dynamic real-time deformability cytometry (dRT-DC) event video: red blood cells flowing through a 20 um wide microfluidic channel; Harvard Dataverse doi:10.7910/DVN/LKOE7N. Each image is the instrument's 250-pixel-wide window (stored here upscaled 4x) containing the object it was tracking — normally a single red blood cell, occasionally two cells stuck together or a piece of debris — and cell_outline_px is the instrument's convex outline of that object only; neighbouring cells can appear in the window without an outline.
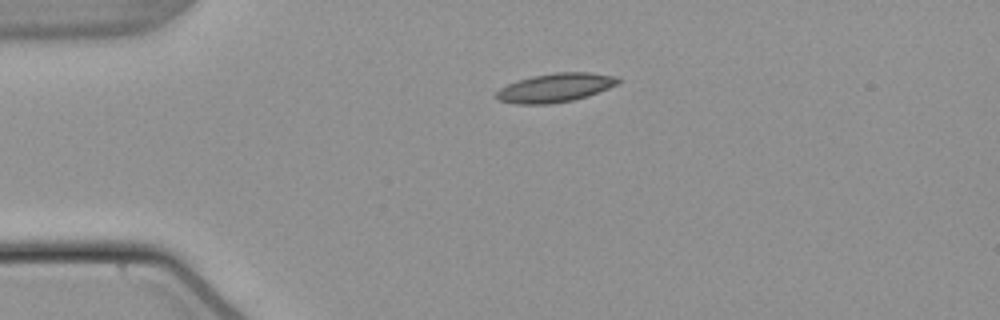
{"species": "common noctule bat (a hibernating species)", "species_latin": "Nyctalus noctula", "temperature_condition": "warm", "stored_images_in_passage": 43, "camera_frame_rate_fps": 3000, "um_per_image_px": 0.085, "animal": {"sex": "male", "body_mass_g": 21.5, "forearm_length_mm": 52.0}, "frame": {"image": 1, "passage_image": 1, "time_ms": 0.0, "image_size_px": [1000, 320], "cell_outline_px": [[620, 80], [616, 84], [608, 88], [588, 96], [572, 100], [548, 104], [516, 104], [500, 100], [496, 96], [496, 92], [500, 88], [516, 80], [532, 76], [556, 72], [592, 72], [616, 76]], "centroid_in_image_um": [47.19, 7.44], "position_along_channel_um": 37.8, "area_um2": 20.35}}
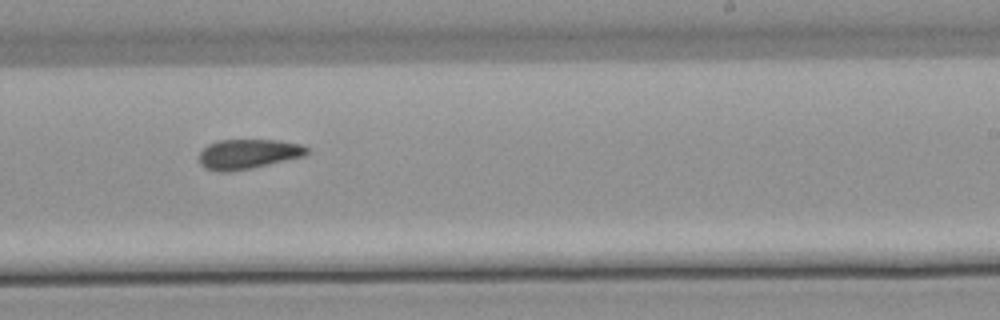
{"frame": {"image": 2, "passage_image": 22, "time_ms": 7.0, "image_size_px": [1000, 320], "cell_outline_px": [[308, 152], [304, 156], [252, 168], [228, 172], [220, 172], [204, 168], [200, 164], [200, 152], [208, 144], [216, 140], [280, 140], [300, 144], [308, 148]], "centroid_in_image_um": [21.07, 13.09], "position_along_channel_um": 267.9, "area_um2": 18.73}}
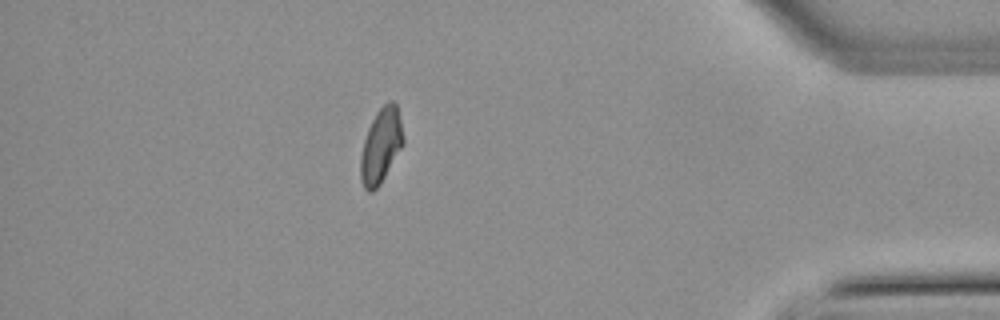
{"frame": {"image": 3, "passage_image": 36, "time_ms": 11.667, "image_size_px": [1000, 320], "cell_outline_px": [[404, 144], [380, 184], [372, 192], [368, 192], [364, 188], [360, 180], [360, 156], [364, 140], [368, 128], [376, 112], [388, 100], [392, 100], [396, 104], [400, 120], [404, 140]], "centroid_in_image_um": [32.37, 12.4], "position_along_channel_um": 402.8, "area_um2": 18.55}, "authors_computed_cell_mechanics": {"area_um2": 18.9006, "velocity_mm_per_s": 3.7992, "shape_relaxation_time_tau1_ms": 8.4107, "shape_relaxation_time_tau2_ms": 7.812, "deformation_change_tau1": 0.1793, "deformation_change_tau2": 0.1635}}